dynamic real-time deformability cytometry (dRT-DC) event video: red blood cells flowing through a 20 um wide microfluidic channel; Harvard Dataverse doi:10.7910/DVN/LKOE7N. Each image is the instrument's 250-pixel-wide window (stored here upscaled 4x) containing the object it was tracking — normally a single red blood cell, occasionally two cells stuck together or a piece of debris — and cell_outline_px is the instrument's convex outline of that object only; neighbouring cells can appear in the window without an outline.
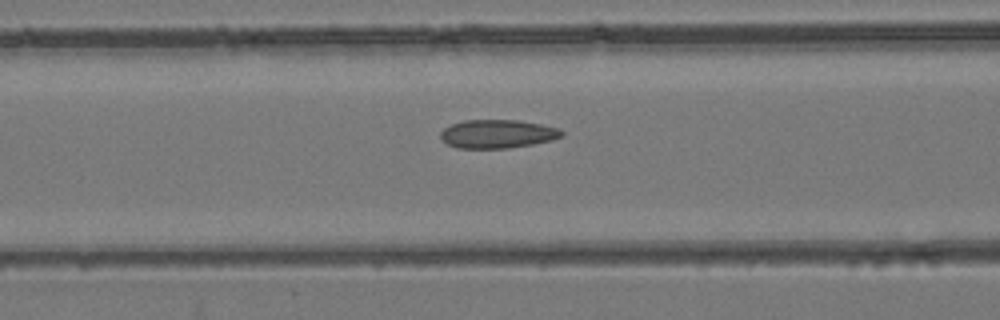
{"species": "common noctule bat (a hibernating species)", "species_latin": "Nyctalus noctula", "temperature_condition": "room temperature", "stored_images_in_passage": 43, "camera_frame_rate_fps": 3000, "um_per_image_px": 0.085, "animal": {"sex": "female", "body_mass_g": 24.6, "forearm_length_mm": 56.2}, "frame": {"image": 1, "passage_image": 15, "time_ms": 4.667, "image_size_px": [1000, 320], "cell_outline_px": [[564, 136], [552, 140], [532, 144], [508, 148], [456, 148], [440, 140], [440, 132], [444, 128], [452, 124], [464, 120], [520, 120], [540, 124], [556, 128], [564, 132]], "centroid_in_image_um": [42.26, 11.38], "position_along_channel_um": 124.3, "area_um2": 20.17}}
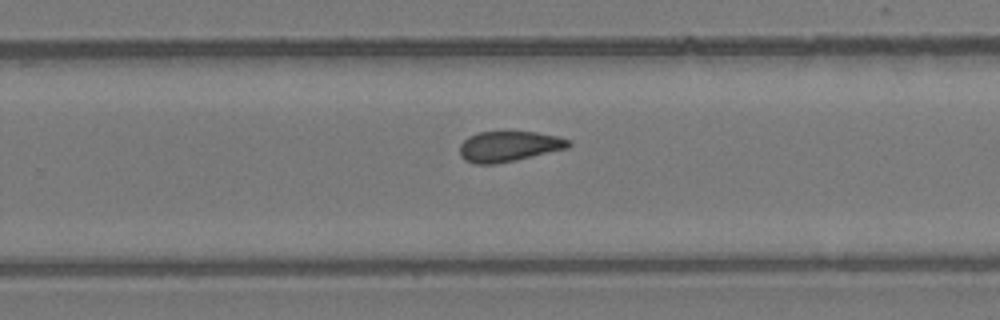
{"frame": {"image": 2, "passage_image": 26, "time_ms": 8.333, "image_size_px": [1000, 320], "cell_outline_px": [[572, 144], [568, 148], [516, 160], [496, 164], [476, 164], [464, 160], [460, 156], [460, 144], [468, 136], [480, 132], [536, 132], [560, 136], [572, 140]], "centroid_in_image_um": [43.28, 12.44], "position_along_channel_um": 286.5, "area_um2": 19.48}}
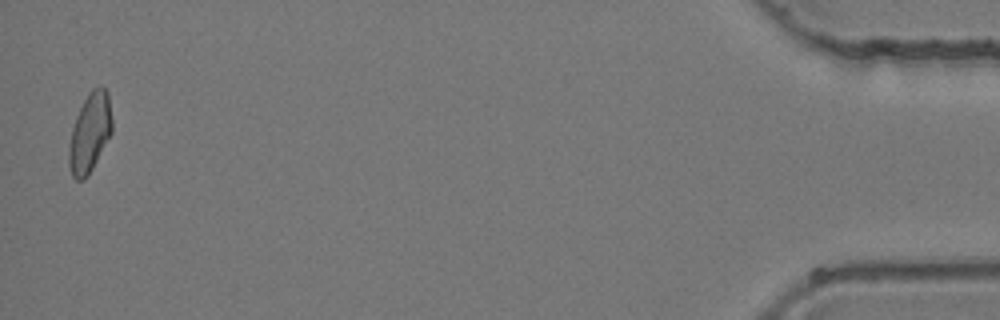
{"frame": {"image": 3, "passage_image": 42, "time_ms": 13.667, "image_size_px": [1000, 320], "cell_outline_px": [[112, 132], [88, 176], [84, 180], [76, 180], [72, 176], [68, 164], [68, 152], [72, 128], [76, 116], [88, 92], [92, 88], [104, 88], [108, 92], [112, 120]], "centroid_in_image_um": [7.63, 11.3], "position_along_channel_um": 427.6, "area_um2": 19.83}}